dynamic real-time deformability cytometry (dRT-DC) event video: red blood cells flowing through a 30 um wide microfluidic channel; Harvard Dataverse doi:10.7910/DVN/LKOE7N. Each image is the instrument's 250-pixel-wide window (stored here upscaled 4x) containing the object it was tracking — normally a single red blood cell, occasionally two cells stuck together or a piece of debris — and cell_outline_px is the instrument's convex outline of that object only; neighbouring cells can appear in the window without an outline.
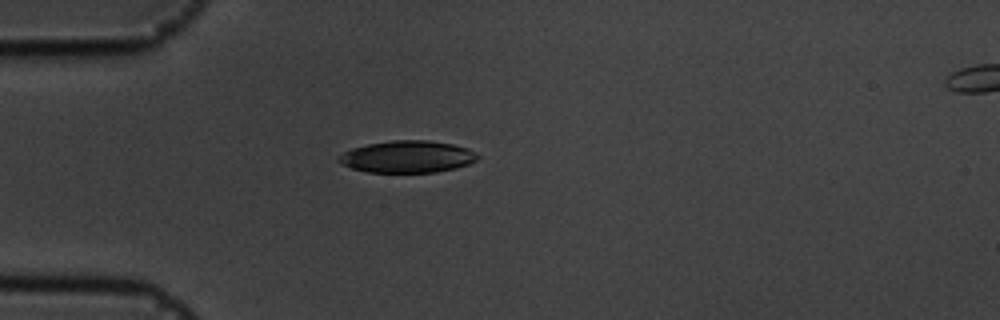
{"species": "common noctule bat (a hibernating species)", "species_latin": "Nyctalus noctula", "temperature_condition": "cold", "stored_images_in_passage": 40, "camera_frame_rate_fps": 3000, "um_per_image_px": 0.085, "animal": {"sex": "male", "body_mass_g": 19.5, "forearm_length_mm": 54.6}, "frame": {"image": 1, "passage_image": 1, "time_ms": 0.0, "image_size_px": [1000, 320], "cell_outline_px": [[480, 156], [476, 160], [468, 164], [456, 168], [436, 172], [368, 172], [352, 168], [340, 164], [336, 160], [336, 156], [352, 148], [368, 144], [392, 140], [428, 140], [452, 144], [468, 148], [476, 152]], "centroid_in_image_um": [34.61, 13.32], "position_along_channel_um": 50.4, "area_um2": 26.01}}
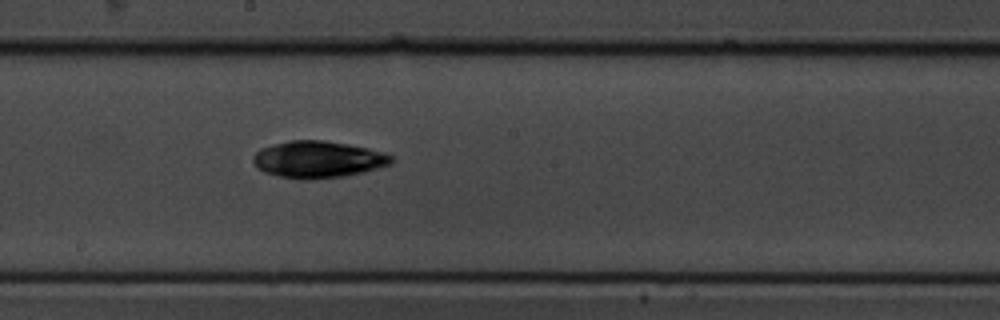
{"frame": {"image": 2, "passage_image": 16, "time_ms": 5.0, "image_size_px": [1000, 320], "cell_outline_px": [[396, 160], [392, 164], [364, 172], [344, 176], [304, 180], [300, 180], [280, 176], [264, 172], [256, 168], [252, 160], [252, 156], [260, 148], [292, 140], [324, 140], [348, 144], [388, 152]], "centroid_in_image_um": [27.07, 13.55], "position_along_channel_um": 221.1, "area_um2": 30.0}}
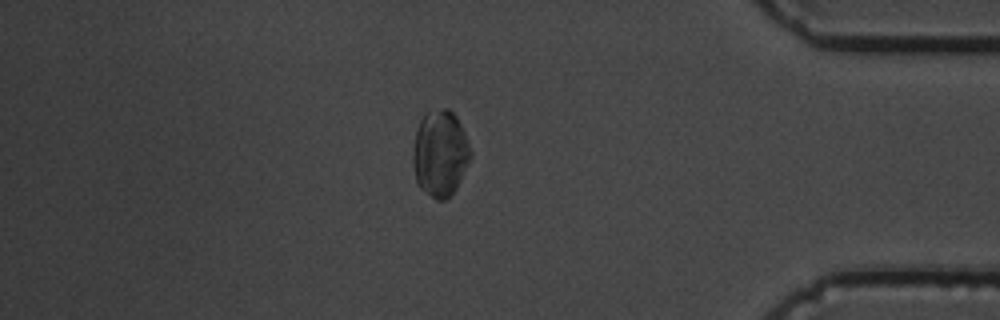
{"frame": {"image": 3, "passage_image": 33, "time_ms": 10.667, "image_size_px": [1000, 320], "cell_outline_px": [[472, 156], [456, 188], [444, 200], [436, 200], [420, 188], [416, 180], [412, 160], [412, 152], [416, 128], [424, 112], [440, 108], [448, 108], [456, 116], [464, 132], [472, 152]], "centroid_in_image_um": [37.39, 13.01], "position_along_channel_um": 397.8, "area_um2": 29.13}, "authors_computed_cell_mechanics": {"area_um2": 28.2642, "velocity_mm_per_s": 3.6595, "shape_relaxation_time_tau1_ms": 3.3958, "shape_relaxation_time_tau2_ms": null, "deformation_change_tau1": 0.0768, "deformation_change_tau2": null}}